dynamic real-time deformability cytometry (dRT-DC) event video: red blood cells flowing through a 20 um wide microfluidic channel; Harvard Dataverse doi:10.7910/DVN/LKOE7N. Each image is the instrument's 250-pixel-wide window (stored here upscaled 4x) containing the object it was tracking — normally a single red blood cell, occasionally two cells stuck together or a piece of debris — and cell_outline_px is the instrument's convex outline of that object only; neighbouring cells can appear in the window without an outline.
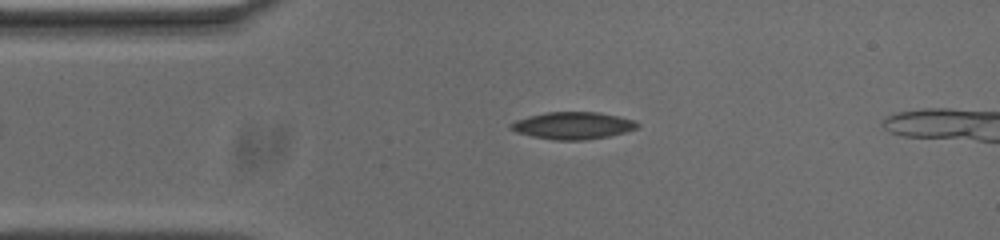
{"species": "common noctule bat (a hibernating species)", "species_latin": "Nyctalus noctula", "temperature_condition": "cold", "stored_images_in_passage": 44, "segment_of_instrument_passage": [1, 2], "camera_frame_rate_fps": 3000, "um_per_image_px": 0.085, "animal": {"sex": "male", "body_mass_g": 20.0, "forearm_length_mm": 53.3}, "frame": {"image": 1, "passage_image": 5, "time_ms": 1.333, "image_size_px": [1000, 240], "cell_outline_px": [[640, 124], [636, 128], [624, 132], [608, 136], [580, 140], [556, 140], [532, 136], [516, 132], [508, 128], [508, 124], [516, 120], [548, 112], [596, 112], [616, 116], [632, 120]], "centroid_in_image_um": [48.65, 10.67], "position_along_channel_um": 36.4, "area_um2": 19.65}}
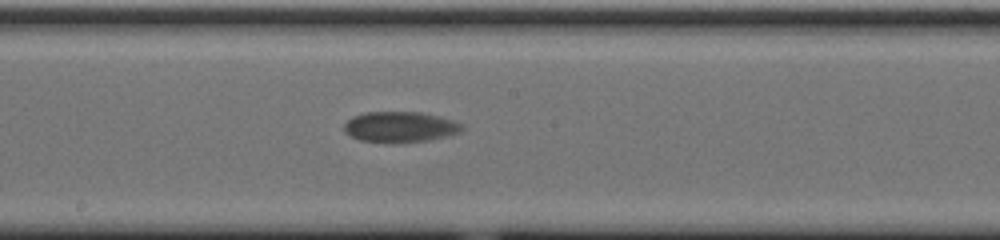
{"frame": {"image": 2, "passage_image": 22, "time_ms": 7.0, "image_size_px": [1000, 240], "cell_outline_px": [[464, 128], [456, 132], [444, 136], [428, 140], [360, 140], [344, 132], [344, 124], [348, 120], [356, 116], [368, 112], [420, 112], [436, 116], [460, 124]], "centroid_in_image_um": [33.95, 10.75], "position_along_channel_um": 214.3, "area_um2": 19.65}}
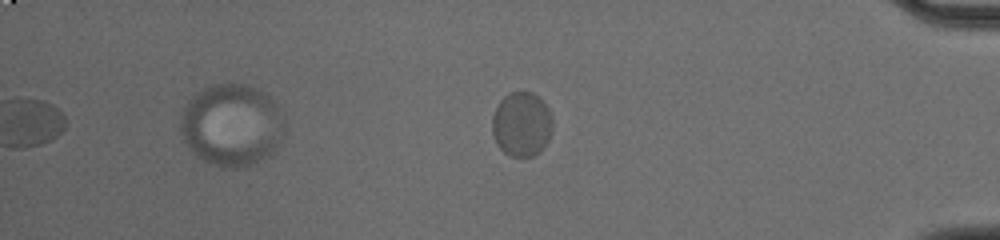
{"frame": {"image": 3, "passage_image": 40, "time_ms": 13.0, "image_size_px": [1000, 240], "cell_outline_px": [[552, 128], [548, 140], [532, 156], [512, 156], [504, 152], [500, 148], [492, 132], [492, 116], [500, 100], [508, 92], [532, 92], [548, 108], [552, 116]], "centroid_in_image_um": [44.32, 10.53], "position_along_channel_um": 390.9, "area_um2": 22.31}}